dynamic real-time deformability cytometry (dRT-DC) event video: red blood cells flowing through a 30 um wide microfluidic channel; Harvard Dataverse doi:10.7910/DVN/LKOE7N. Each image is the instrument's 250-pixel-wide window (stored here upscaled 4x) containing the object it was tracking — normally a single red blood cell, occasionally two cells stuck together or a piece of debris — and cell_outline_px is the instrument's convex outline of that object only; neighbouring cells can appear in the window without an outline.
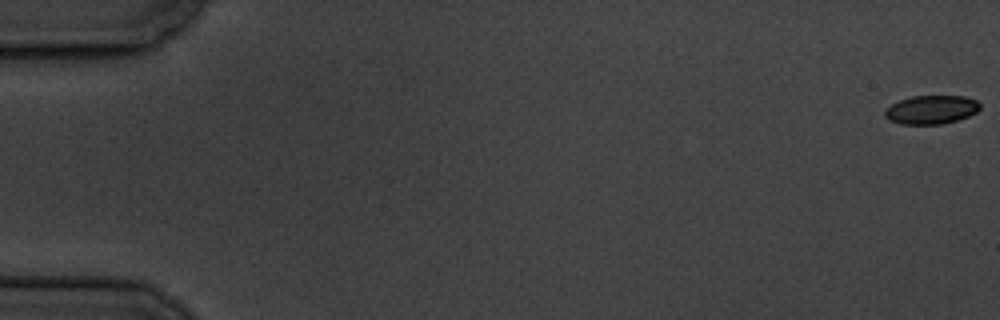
{"species": "common noctule bat (a hibernating species)", "species_latin": "Nyctalus noctula", "temperature_condition": "cold", "stored_images_in_passage": 59, "camera_frame_rate_fps": 3000, "um_per_image_px": 0.085, "animal": {"sex": "male", "body_mass_g": 19.5, "forearm_length_mm": 54.6}, "frame": {"image": 1, "passage_image": 1, "time_ms": 0.0, "image_size_px": [1000, 320], "cell_outline_px": [[980, 108], [976, 112], [968, 116], [944, 124], [900, 124], [888, 120], [884, 116], [884, 112], [892, 104], [900, 100], [912, 96], [964, 96], [976, 100], [980, 104]], "centroid_in_image_um": [79.15, 9.33], "position_along_channel_um": 5.8, "area_um2": 15.84}}
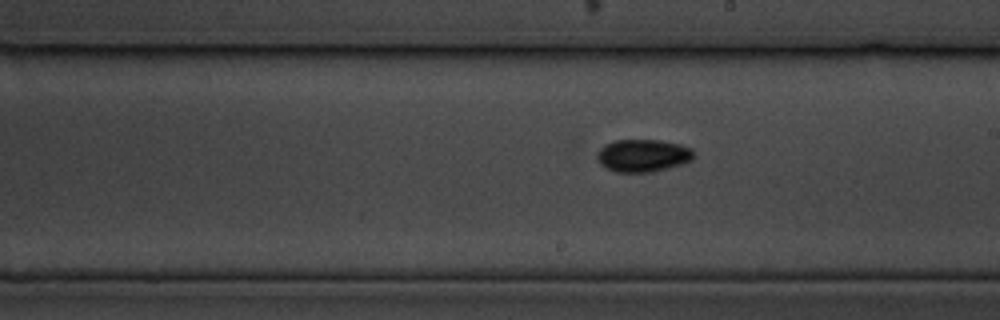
{"frame": {"image": 2, "passage_image": 34, "time_ms": 11.0, "image_size_px": [1000, 320], "cell_outline_px": [[692, 160], [684, 164], [652, 172], [616, 172], [604, 168], [596, 160], [596, 152], [604, 144], [616, 140], [660, 140], [680, 144], [692, 148]], "centroid_in_image_um": [54.6, 13.22], "position_along_channel_um": 234.4, "area_um2": 18.61}}
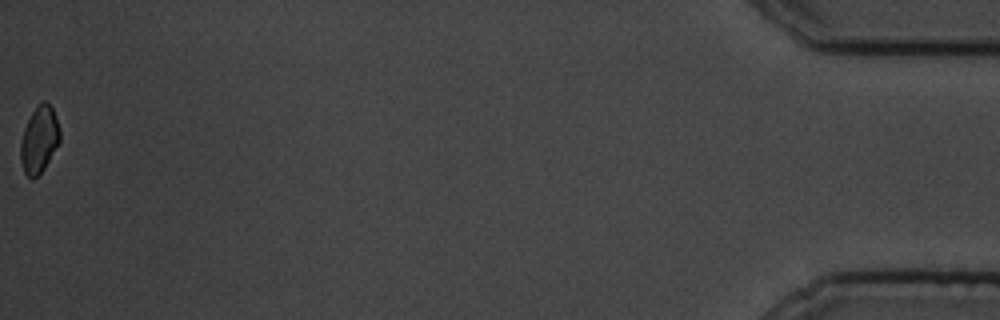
{"frame": {"image": 3, "passage_image": 59, "time_ms": 19.333, "image_size_px": [1000, 320], "cell_outline_px": [[60, 140], [44, 168], [32, 180], [24, 172], [20, 160], [20, 144], [24, 128], [32, 112], [44, 100], [52, 108], [56, 116], [60, 132]], "centroid_in_image_um": [3.32, 11.88], "position_along_channel_um": 431.9, "area_um2": 14.97}, "authors_computed_cell_mechanics": {"area_um2": 16.8198, "velocity_mm_per_s": 3.5036, "shape_relaxation_time_tau1_ms": 2.3654, "shape_relaxation_time_tau2_ms": 4.5519, "deformation_change_tau1": 0.055, "deformation_change_tau2": 0.0631}}